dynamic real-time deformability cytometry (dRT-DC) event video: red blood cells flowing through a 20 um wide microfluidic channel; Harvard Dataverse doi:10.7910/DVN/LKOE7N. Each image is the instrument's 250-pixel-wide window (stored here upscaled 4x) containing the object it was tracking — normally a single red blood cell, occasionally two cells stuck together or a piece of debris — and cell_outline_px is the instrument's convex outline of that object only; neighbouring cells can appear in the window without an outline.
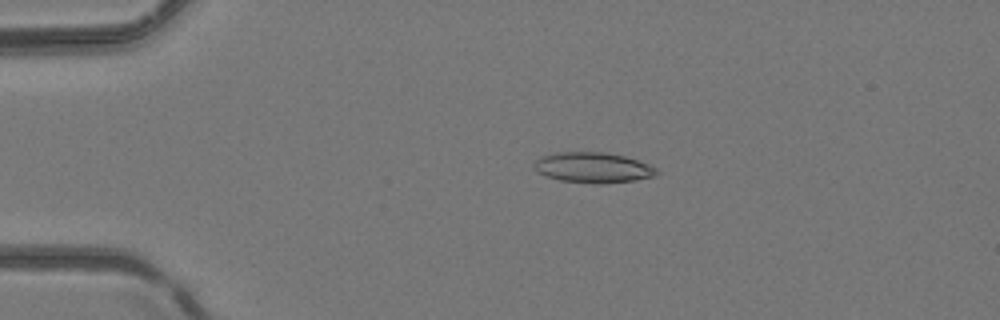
{"species": "common noctule bat (a hibernating species)", "species_latin": "Nyctalus noctula", "temperature_condition": "room temperature", "stored_images_in_passage": 5, "camera_frame_rate_fps": 3000, "um_per_image_px": 0.085, "animal": {"sex": "female", "body_mass_g": 24.6, "forearm_length_mm": 56.2}, "frame": {"image": 1, "passage_image": 3, "time_ms": 0.667, "image_size_px": [1000, 320], "cell_outline_px": [[660, 172], [656, 176], [636, 180], [600, 184], [596, 184], [560, 180], [544, 176], [536, 172], [532, 168], [532, 164], [540, 156], [556, 152], [604, 152], [624, 156], [648, 164], [656, 168]], "centroid_in_image_um": [50.36, 14.25], "position_along_channel_um": 34.6, "area_um2": 22.02}}